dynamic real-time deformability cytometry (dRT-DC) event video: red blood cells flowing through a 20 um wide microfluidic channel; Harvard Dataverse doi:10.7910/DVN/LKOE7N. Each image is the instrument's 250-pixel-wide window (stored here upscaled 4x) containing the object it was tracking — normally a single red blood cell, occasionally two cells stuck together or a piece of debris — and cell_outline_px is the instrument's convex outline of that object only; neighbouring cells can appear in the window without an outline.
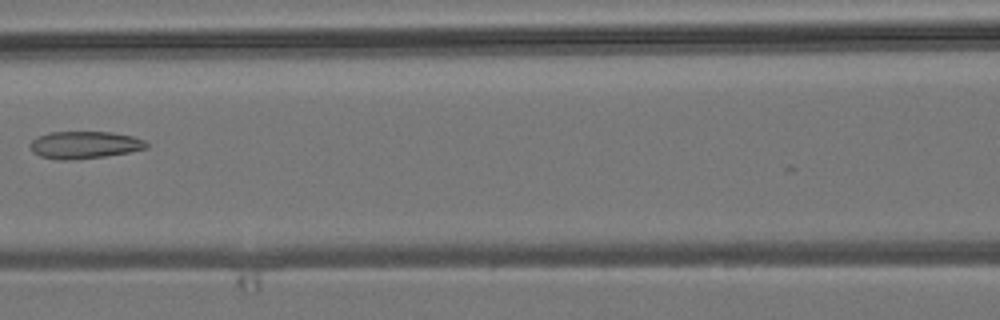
{"species": "common noctule bat (a hibernating species)", "species_latin": "Nyctalus noctula", "temperature_condition": "room temperature", "stored_images_in_passage": 4, "camera_frame_rate_fps": 3000, "um_per_image_px": 0.085, "animal": {"sex": "male", "body_mass_g": 19.2, "forearm_length_mm": 51.8}, "frame": {"image": 1, "passage_image": 3, "time_ms": 2.333, "image_size_px": [1000, 320], "cell_outline_px": [[148, 148], [128, 152], [104, 156], [68, 160], [60, 160], [40, 156], [32, 152], [32, 140], [40, 136], [52, 132], [112, 132], [132, 136], [144, 140], [148, 144]], "centroid_in_image_um": [7.21, 12.31], "position_along_channel_um": 159.4, "area_um2": 18.21}}